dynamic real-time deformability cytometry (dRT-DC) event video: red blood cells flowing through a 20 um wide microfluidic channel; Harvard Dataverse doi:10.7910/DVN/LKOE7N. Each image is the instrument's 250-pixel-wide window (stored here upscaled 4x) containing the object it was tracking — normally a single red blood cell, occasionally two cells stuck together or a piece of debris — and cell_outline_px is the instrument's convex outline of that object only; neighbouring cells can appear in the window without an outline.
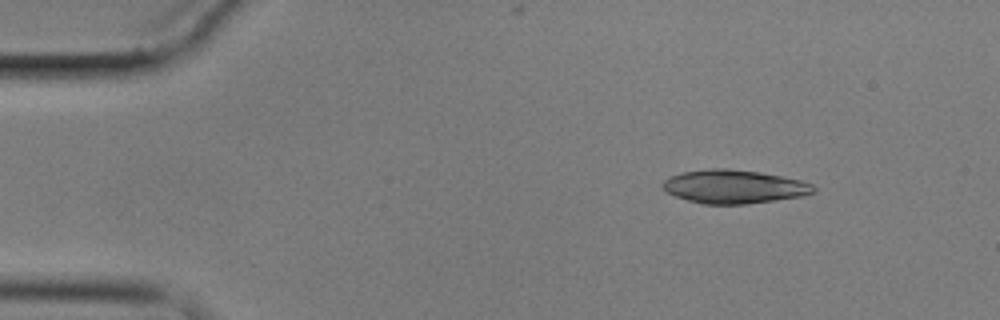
{"species": "common noctule bat (a hibernating species)", "species_latin": "Nyctalus noctula", "temperature_condition": "cold", "stored_images_in_passage": 4, "camera_frame_rate_fps": 3000, "um_per_image_px": 0.085, "animal": {"sex": "male", "body_mass_g": 17.9}, "frame": {"image": 1, "passage_image": 2, "time_ms": 1.0, "image_size_px": [1000, 320], "cell_outline_px": [[816, 192], [800, 196], [748, 204], [704, 204], [688, 200], [676, 196], [668, 192], [660, 184], [664, 180], [680, 172], [708, 168], [728, 168], [760, 172], [800, 180], [812, 184], [816, 188]], "centroid_in_image_um": [62.38, 15.85], "position_along_channel_um": 22.6, "area_um2": 29.42}}